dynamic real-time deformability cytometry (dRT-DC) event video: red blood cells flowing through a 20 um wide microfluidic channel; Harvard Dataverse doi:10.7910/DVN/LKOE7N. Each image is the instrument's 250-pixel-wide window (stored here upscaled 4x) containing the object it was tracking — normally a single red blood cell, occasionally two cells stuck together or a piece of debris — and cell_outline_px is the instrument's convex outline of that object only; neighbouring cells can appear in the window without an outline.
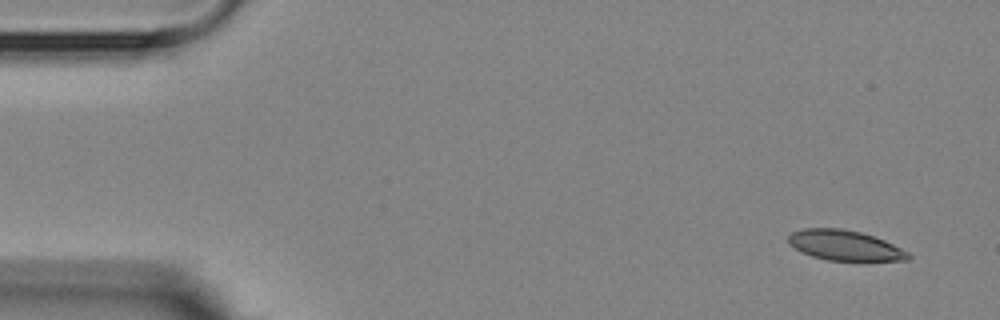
{"species": "Egyptian fruit bat (a non-hibernating species)", "species_latin": "Rousettus aegyptiacus", "temperature_condition": "room temperature", "stored_images_in_passage": 5, "camera_frame_rate_fps": 3000, "um_per_image_px": 0.085, "animal": {"sex": "female"}, "frame": {"image": 1, "passage_image": 1, "time_ms": 0.0, "image_size_px": [1000, 320], "cell_outline_px": [[912, 256], [908, 260], [828, 260], [812, 256], [788, 244], [788, 236], [792, 232], [804, 228], [840, 228], [860, 232], [884, 240], [908, 252]], "centroid_in_image_um": [71.79, 20.85], "position_along_channel_um": 13.2, "area_um2": 20.75}}
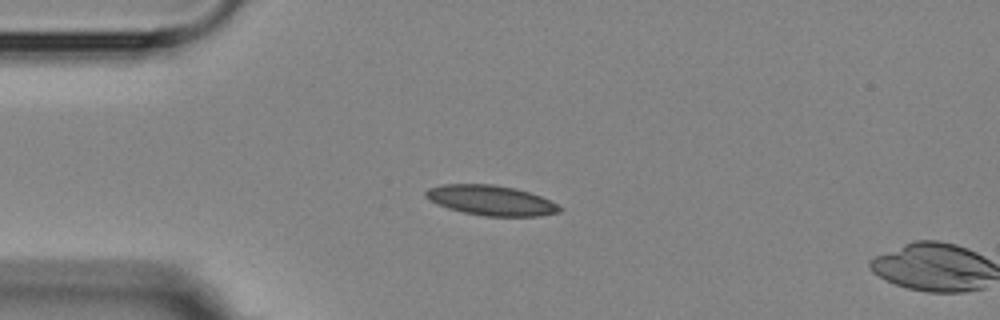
{"frame": {"image": 2, "passage_image": 4, "time_ms": 3.333, "image_size_px": [1000, 320], "cell_outline_px": [[564, 208], [560, 212], [540, 216], [484, 216], [464, 212], [448, 208], [436, 204], [424, 196], [424, 192], [428, 188], [444, 184], [492, 184], [516, 188], [540, 196]], "centroid_in_image_um": [41.72, 17.03], "position_along_channel_um": 43.3, "area_um2": 23.41}}